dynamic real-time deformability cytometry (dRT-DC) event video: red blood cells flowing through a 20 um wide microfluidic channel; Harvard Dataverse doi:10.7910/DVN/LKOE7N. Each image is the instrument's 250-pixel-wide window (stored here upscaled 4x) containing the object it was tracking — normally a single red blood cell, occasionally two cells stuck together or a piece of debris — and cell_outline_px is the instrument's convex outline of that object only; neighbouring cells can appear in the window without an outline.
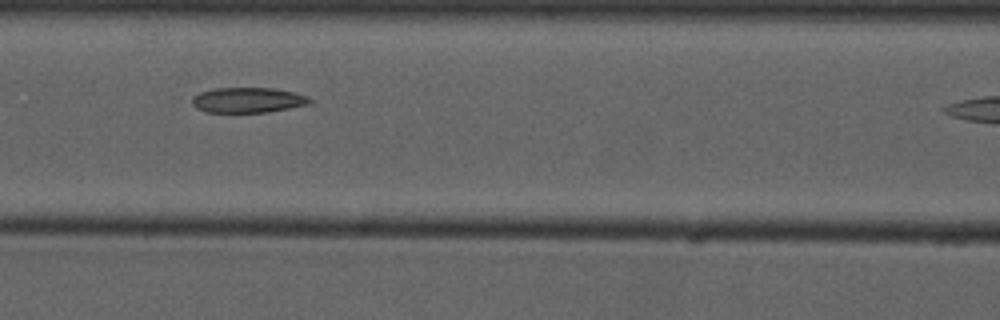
{"species": "common noctule bat (a hibernating species)", "species_latin": "Nyctalus noctula", "temperature_condition": "cold", "stored_images_in_passage": 4, "camera_frame_rate_fps": 3000, "um_per_image_px": 0.085, "animal": {"sex": "male", "forearm_length_mm": 52.5}, "frame": {"image": 1, "passage_image": 3, "time_ms": 2.333, "image_size_px": [1000, 320], "cell_outline_px": [[312, 104], [264, 112], [204, 112], [196, 108], [192, 104], [192, 96], [200, 92], [216, 88], [272, 88], [292, 92], [304, 96], [312, 100]], "centroid_in_image_um": [21.02, 8.51], "position_along_channel_um": 145.6, "area_um2": 17.17}}